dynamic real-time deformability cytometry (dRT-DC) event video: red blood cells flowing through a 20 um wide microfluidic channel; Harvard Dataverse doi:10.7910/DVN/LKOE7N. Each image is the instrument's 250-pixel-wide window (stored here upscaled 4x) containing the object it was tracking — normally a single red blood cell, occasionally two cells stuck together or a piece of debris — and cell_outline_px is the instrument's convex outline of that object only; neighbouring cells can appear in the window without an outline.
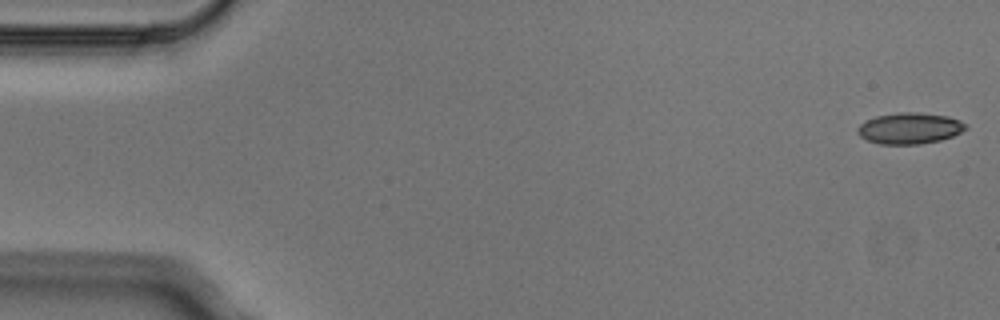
{"species": "Egyptian fruit bat (a non-hibernating species)", "species_latin": "Rousettus aegyptiacus", "temperature_condition": "cold", "stored_images_in_passage": 4, "camera_frame_rate_fps": 3000, "um_per_image_px": 0.085, "animal": {"sex": "male"}, "frame": {"image": 1, "passage_image": 1, "time_ms": 0.0, "image_size_px": [1000, 320], "cell_outline_px": [[968, 128], [952, 136], [940, 140], [920, 144], [880, 144], [868, 140], [860, 136], [856, 132], [856, 128], [864, 120], [876, 116], [896, 112], [916, 112], [948, 116], [960, 120], [968, 124]], "centroid_in_image_um": [77.31, 10.89], "position_along_channel_um": 7.7, "area_um2": 19.83}}
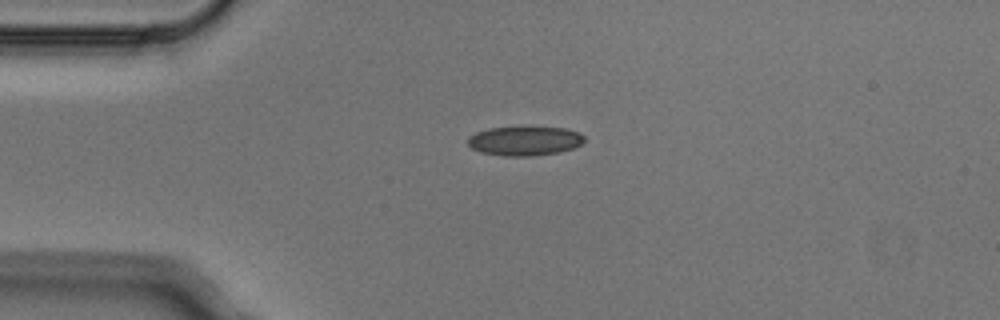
{"frame": {"image": 2, "passage_image": 4, "time_ms": 1.0, "image_size_px": [1000, 320], "cell_outline_px": [[584, 140], [580, 144], [572, 148], [560, 152], [532, 156], [504, 156], [480, 152], [472, 148], [468, 144], [468, 136], [476, 132], [488, 128], [564, 128], [576, 132], [584, 136]], "centroid_in_image_um": [44.55, 11.99], "position_along_channel_um": 40.4, "area_um2": 19.54}}